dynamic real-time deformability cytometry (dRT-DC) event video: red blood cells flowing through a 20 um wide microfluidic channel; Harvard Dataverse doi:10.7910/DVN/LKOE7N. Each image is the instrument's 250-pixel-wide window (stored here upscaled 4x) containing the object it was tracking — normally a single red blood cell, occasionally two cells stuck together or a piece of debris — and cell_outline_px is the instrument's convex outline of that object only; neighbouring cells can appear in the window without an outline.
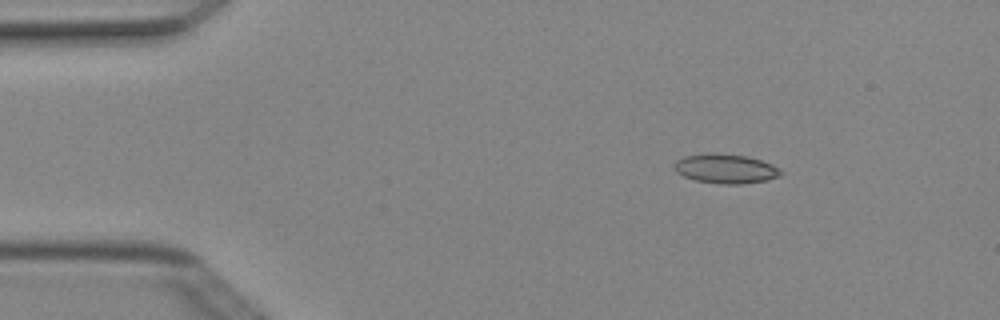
{"species": "Egyptian fruit bat (a non-hibernating species)", "species_latin": "Rousettus aegyptiacus", "temperature_condition": "cold", "stored_images_in_passage": 4, "camera_frame_rate_fps": 3000, "um_per_image_px": 0.085, "animal": {"sex": "female"}, "frame": {"image": 1, "passage_image": 2, "time_ms": 0.333, "image_size_px": [1000, 320], "cell_outline_px": [[784, 172], [780, 176], [768, 180], [740, 184], [720, 184], [696, 180], [684, 176], [676, 172], [672, 164], [676, 160], [684, 156], [748, 156], [772, 164], [780, 168]], "centroid_in_image_um": [61.73, 14.39], "position_along_channel_um": 23.3, "area_um2": 17.57}}
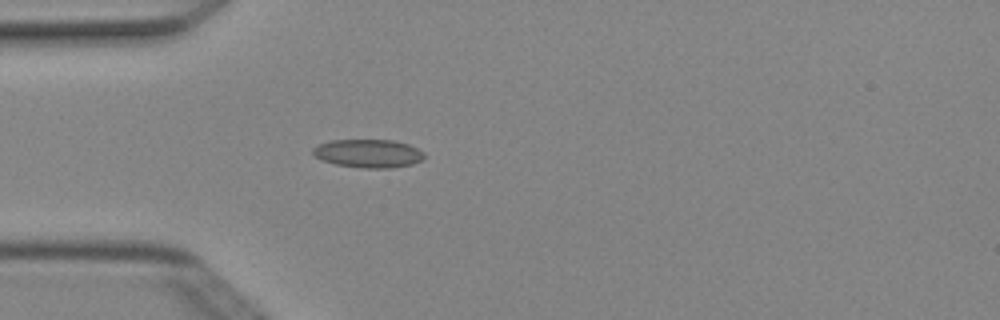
{"frame": {"image": 2, "passage_image": 4, "time_ms": 1.0, "image_size_px": [1000, 320], "cell_outline_px": [[424, 156], [420, 160], [412, 164], [392, 168], [364, 168], [336, 164], [324, 160], [316, 156], [312, 152], [312, 148], [320, 144], [332, 140], [392, 140], [408, 144], [424, 152]], "centroid_in_image_um": [31.32, 13.04], "position_along_channel_um": 53.7, "area_um2": 18.15}}